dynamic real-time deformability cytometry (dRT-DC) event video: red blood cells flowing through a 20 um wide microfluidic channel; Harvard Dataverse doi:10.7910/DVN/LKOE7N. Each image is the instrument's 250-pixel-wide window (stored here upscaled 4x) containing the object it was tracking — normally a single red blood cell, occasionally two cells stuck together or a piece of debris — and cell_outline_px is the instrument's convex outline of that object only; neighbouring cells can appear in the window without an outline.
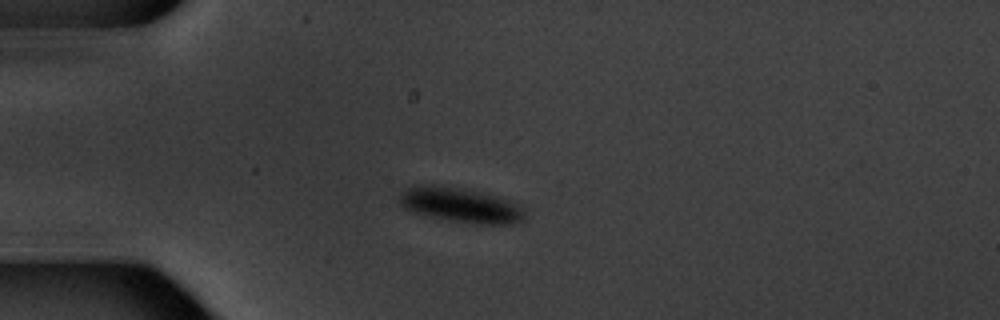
{"species": "common noctule bat (a hibernating species)", "species_latin": "Nyctalus noctula", "temperature_condition": "warm", "stored_images_in_passage": 7, "camera_frame_rate_fps": 3000, "um_per_image_px": 0.085, "animal": {"sex": "male", "body_mass_g": 20.1, "forearm_length_mm": 53.5}, "frame": {"image": 1, "passage_image": 1, "time_ms": 0.0, "image_size_px": [1000, 320], "cell_outline_px": [[524, 220], [512, 224], [476, 224], [448, 220], [416, 212], [404, 208], [400, 204], [400, 192], [416, 184], [432, 184], [456, 188], [496, 196], [516, 204], [524, 212]], "centroid_in_image_um": [39.11, 17.44], "position_along_channel_um": 45.9, "area_um2": 24.85}}
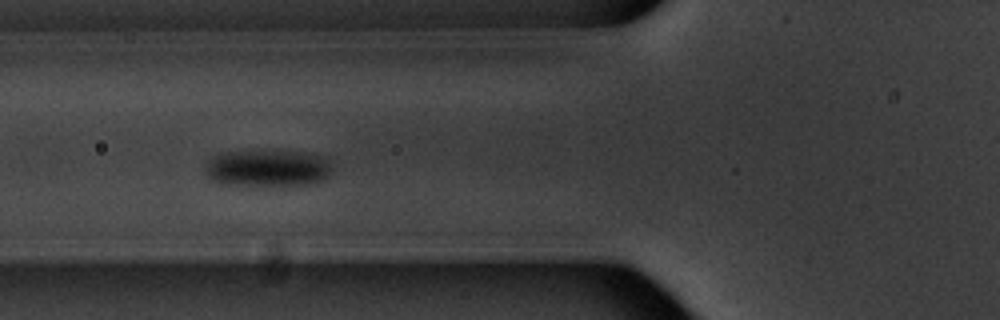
{"frame": {"image": 2, "passage_image": 3, "time_ms": 2.333, "image_size_px": [1000, 320], "cell_outline_px": [[332, 172], [324, 180], [308, 184], [220, 184], [212, 180], [204, 172], [204, 164], [208, 160], [224, 152], [300, 152], [324, 156], [328, 160]], "centroid_in_image_um": [22.73, 14.29], "position_along_channel_um": 103.1, "area_um2": 26.65}}
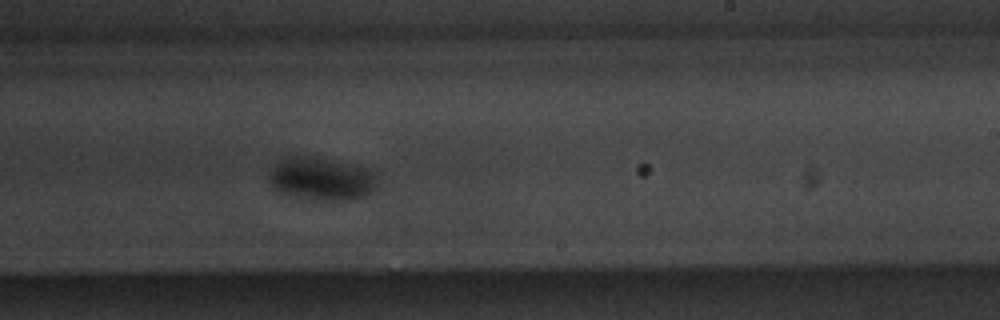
{"frame": {"image": 3, "passage_image": 7, "time_ms": 7.0, "image_size_px": [1000, 320], "cell_outline_px": [[376, 188], [372, 192], [364, 196], [352, 200], [304, 200], [288, 196], [272, 188], [268, 180], [268, 172], [276, 164], [292, 156], [312, 156], [332, 160], [368, 168], [376, 172]], "centroid_in_image_um": [27.31, 15.23], "position_along_channel_um": 261.7, "area_um2": 27.57}}